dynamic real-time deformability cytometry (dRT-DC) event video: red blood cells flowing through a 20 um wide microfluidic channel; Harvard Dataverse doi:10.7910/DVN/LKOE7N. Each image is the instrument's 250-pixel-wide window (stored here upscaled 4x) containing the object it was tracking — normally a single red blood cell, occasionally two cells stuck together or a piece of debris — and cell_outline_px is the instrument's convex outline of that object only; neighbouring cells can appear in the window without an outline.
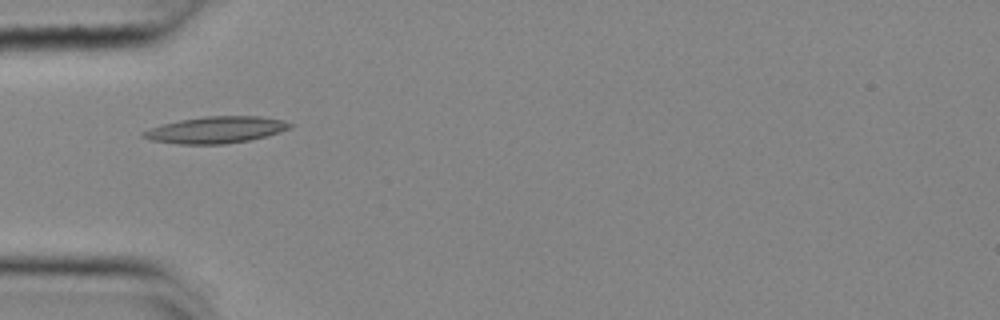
{"species": "common noctule bat (a hibernating species)", "species_latin": "Nyctalus noctula", "temperature_condition": "cold", "stored_images_in_passage": 23, "camera_frame_rate_fps": 3000, "um_per_image_px": 0.085, "animal": {"sex": "female", "body_mass_g": 25.1}, "frame": {"image": 1, "passage_image": 1, "time_ms": 0.0, "image_size_px": [1000, 320], "cell_outline_px": [[296, 124], [292, 128], [280, 132], [248, 140], [224, 144], [180, 144], [152, 140], [140, 136], [140, 132], [164, 124], [180, 120], [204, 116], [260, 116], [284, 120]], "centroid_in_image_um": [18.4, 11.03], "position_along_channel_um": 66.6, "area_um2": 22.72}}
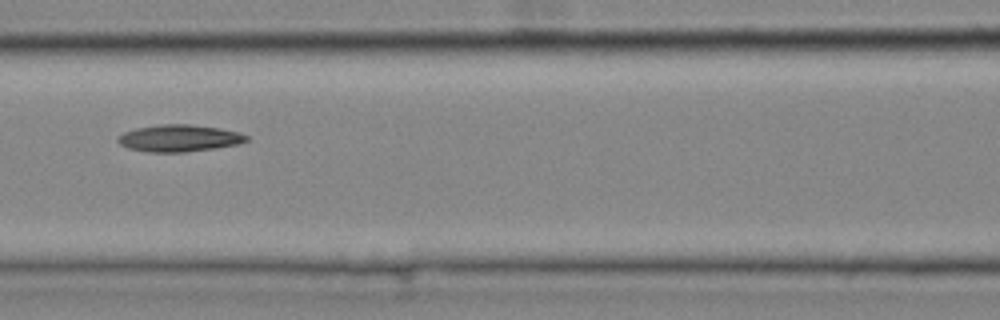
{"frame": {"image": 2, "passage_image": 8, "time_ms": 2.333, "image_size_px": [1000, 320], "cell_outline_px": [[248, 140], [240, 144], [184, 152], [148, 152], [128, 148], [120, 144], [116, 140], [124, 132], [136, 128], [160, 124], [188, 124], [220, 128], [240, 132], [248, 136]], "centroid_in_image_um": [15.24, 11.74], "position_along_channel_um": 151.4, "area_um2": 20.11}}
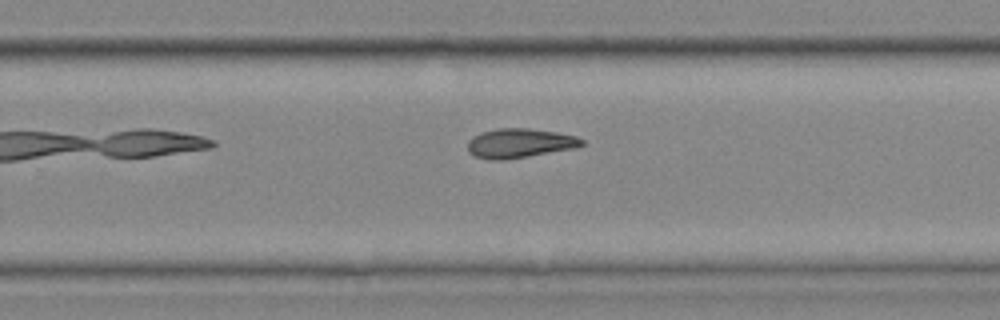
{"frame": {"image": 3, "passage_image": 19, "time_ms": 6.0, "image_size_px": [1000, 320], "cell_outline_px": [[584, 144], [576, 148], [504, 160], [488, 160], [476, 156], [468, 152], [468, 140], [472, 136], [480, 132], [500, 128], [528, 128], [556, 132], [576, 136], [584, 140]], "centroid_in_image_um": [44.15, 12.17], "position_along_channel_um": 285.6, "area_um2": 19.59}}